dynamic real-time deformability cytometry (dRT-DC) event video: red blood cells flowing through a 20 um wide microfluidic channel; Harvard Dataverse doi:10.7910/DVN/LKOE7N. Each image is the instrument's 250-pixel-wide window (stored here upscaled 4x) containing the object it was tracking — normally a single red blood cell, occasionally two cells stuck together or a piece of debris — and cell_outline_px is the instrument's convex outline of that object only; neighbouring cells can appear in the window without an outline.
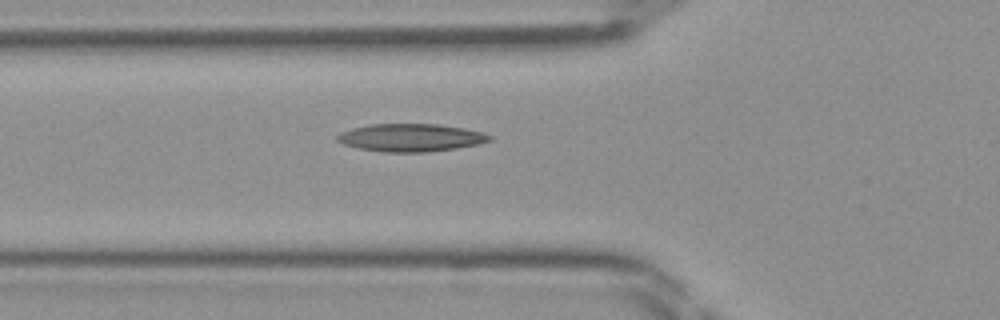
{"species": "Egyptian fruit bat (a non-hibernating species)", "species_latin": "Rousettus aegyptiacus", "temperature_condition": "room temperature", "stored_images_in_passage": 32, "camera_frame_rate_fps": 3000, "um_per_image_px": 0.085, "frame": {"image": 1, "passage_image": 2, "time_ms": 0.333, "image_size_px": [1000, 320], "cell_outline_px": [[492, 140], [480, 144], [456, 148], [424, 152], [384, 152], [356, 148], [344, 144], [336, 140], [336, 136], [340, 132], [352, 128], [372, 124], [440, 124], [464, 128], [480, 132], [492, 136]], "centroid_in_image_um": [34.9, 11.7], "position_along_channel_um": 90.9, "area_um2": 24.68}}
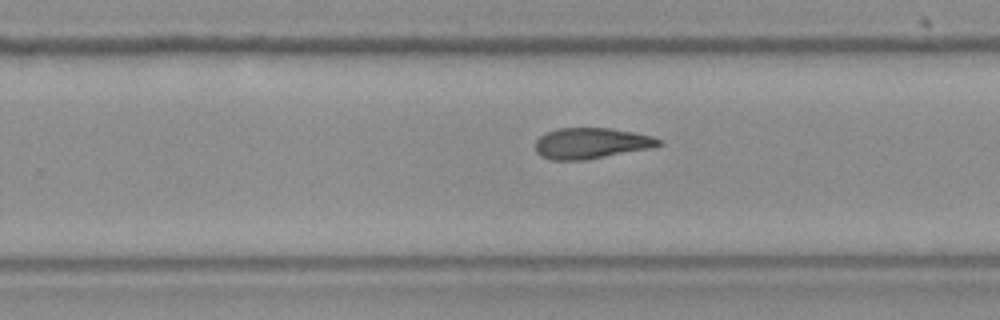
{"frame": {"image": 2, "passage_image": 15, "time_ms": 4.667, "image_size_px": [1000, 320], "cell_outline_px": [[664, 144], [652, 148], [584, 160], [552, 160], [540, 156], [536, 152], [536, 140], [544, 132], [556, 128], [612, 128], [636, 132], [652, 136], [660, 140]], "centroid_in_image_um": [50.25, 12.17], "position_along_channel_um": 279.6, "area_um2": 22.43}}
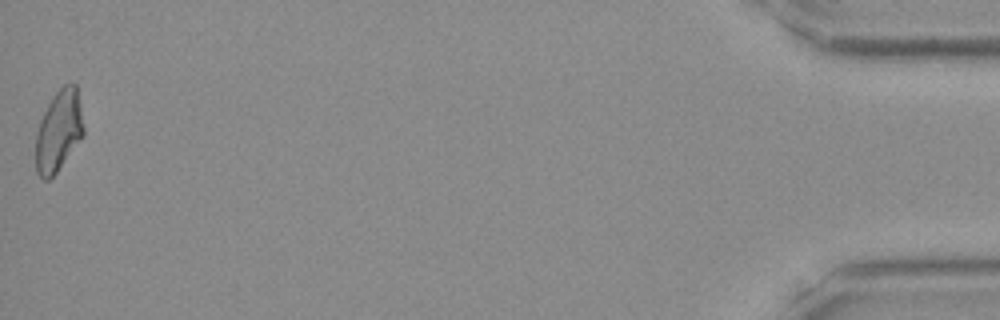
{"frame": {"image": 3, "passage_image": 32, "time_ms": 10.333, "image_size_px": [1000, 320], "cell_outline_px": [[84, 136], [56, 172], [48, 180], [44, 180], [36, 172], [36, 132], [40, 120], [52, 96], [64, 84], [72, 80], [76, 84], [84, 124]], "centroid_in_image_um": [5.0, 11.09], "position_along_channel_um": 430.2, "area_um2": 22.77}}